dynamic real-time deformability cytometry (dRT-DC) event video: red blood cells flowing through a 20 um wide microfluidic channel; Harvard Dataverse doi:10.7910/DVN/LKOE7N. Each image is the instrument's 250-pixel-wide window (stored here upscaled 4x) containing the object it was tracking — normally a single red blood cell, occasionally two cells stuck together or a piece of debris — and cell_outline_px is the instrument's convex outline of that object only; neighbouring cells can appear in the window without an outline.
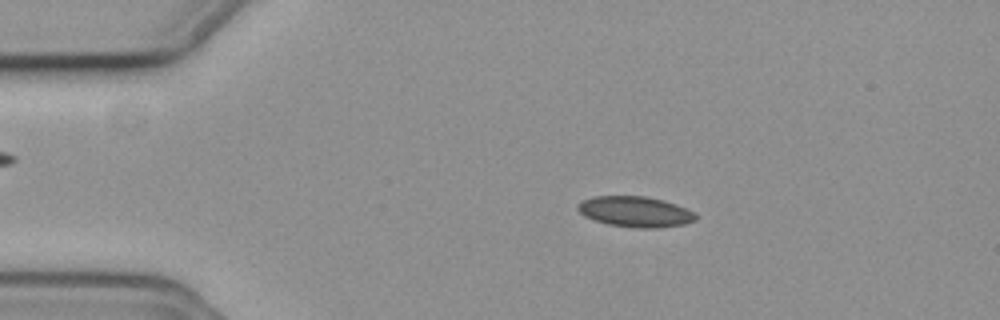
{"species": "common noctule bat (a hibernating species)", "species_latin": "Nyctalus noctula", "temperature_condition": "cold", "stored_images_in_passage": 51, "camera_frame_rate_fps": 3000, "um_per_image_px": 0.085, "animal": {"sex": "female", "body_mass_g": 19.3, "forearm_length_mm": 54.1}, "frame": {"image": 1, "passage_image": 6, "time_ms": 1.667, "image_size_px": [1000, 320], "cell_outline_px": [[696, 220], [684, 224], [656, 228], [636, 228], [608, 224], [584, 216], [576, 208], [584, 200], [596, 196], [644, 196], [664, 200], [676, 204], [692, 212], [696, 216]], "centroid_in_image_um": [54.0, 18.0], "position_along_channel_um": 31.0, "area_um2": 20.75}}
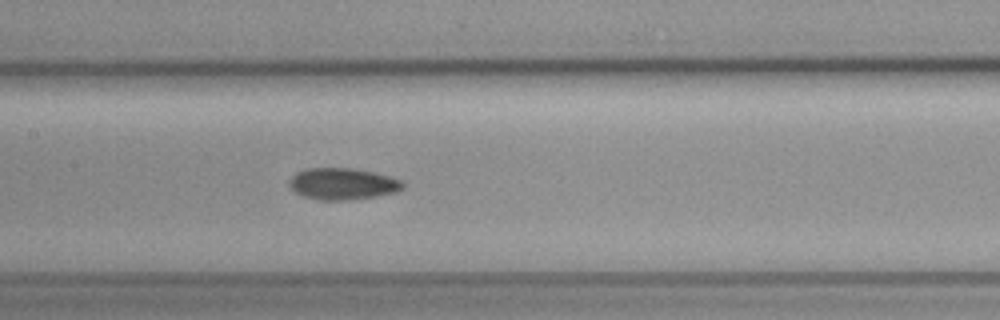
{"frame": {"image": 2, "passage_image": 22, "time_ms": 7.0, "image_size_px": [1000, 320], "cell_outline_px": [[404, 188], [396, 192], [376, 196], [348, 200], [320, 200], [304, 196], [296, 192], [288, 184], [292, 176], [296, 172], [308, 168], [352, 168], [392, 176], [400, 180], [404, 184]], "centroid_in_image_um": [29.14, 15.62], "position_along_channel_um": 178.3, "area_um2": 20.87}}
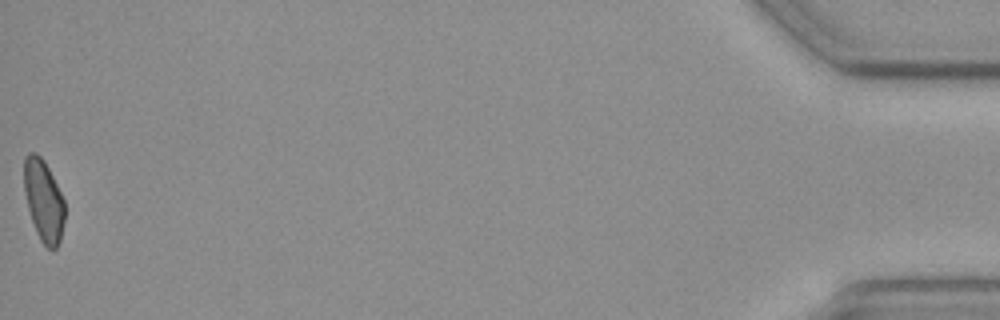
{"frame": {"image": 3, "passage_image": 51, "time_ms": 16.667, "image_size_px": [1000, 320], "cell_outline_px": [[64, 220], [60, 240], [56, 248], [48, 248], [40, 240], [36, 232], [28, 208], [24, 192], [24, 156], [28, 152], [36, 152], [44, 160], [64, 200]], "centroid_in_image_um": [3.69, 17.02], "position_along_channel_um": 431.5, "area_um2": 19.19}, "authors_computed_cell_mechanics": {"area_um2": 20.4034, "velocity_mm_per_s": 3.7431, "shape_relaxation_time_tau1_ms": null, "shape_relaxation_time_tau2_ms": 7.9335, "deformation_change_tau1": null, "deformation_change_tau2": 0.1058}}